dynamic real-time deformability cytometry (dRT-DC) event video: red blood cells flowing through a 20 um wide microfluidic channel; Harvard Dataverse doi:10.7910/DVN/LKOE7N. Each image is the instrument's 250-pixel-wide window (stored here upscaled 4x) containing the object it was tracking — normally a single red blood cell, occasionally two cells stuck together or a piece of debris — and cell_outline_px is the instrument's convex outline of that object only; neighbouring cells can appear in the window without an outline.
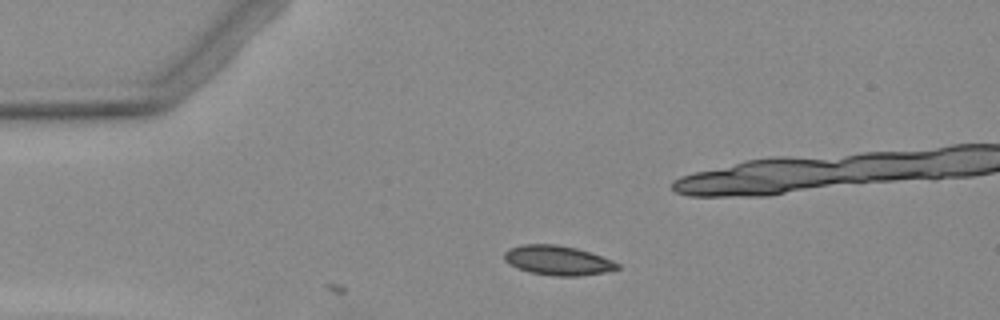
{"species": "Egyptian fruit bat (a non-hibernating species)", "species_latin": "Rousettus aegyptiacus", "temperature_condition": "warm", "stored_images_in_passage": 8, "camera_frame_rate_fps": 3000, "um_per_image_px": 0.085, "animal": {"sex": "female"}, "frame": {"image": 1, "passage_image": 2, "time_ms": 1.333, "image_size_px": [1000, 320], "cell_outline_px": [[620, 268], [604, 272], [576, 276], [552, 276], [528, 272], [516, 268], [508, 264], [504, 260], [504, 252], [508, 248], [524, 244], [556, 244], [576, 248], [612, 260], [620, 264]], "centroid_in_image_um": [47.35, 22.13], "position_along_channel_um": 37.7, "area_um2": 19.54}}